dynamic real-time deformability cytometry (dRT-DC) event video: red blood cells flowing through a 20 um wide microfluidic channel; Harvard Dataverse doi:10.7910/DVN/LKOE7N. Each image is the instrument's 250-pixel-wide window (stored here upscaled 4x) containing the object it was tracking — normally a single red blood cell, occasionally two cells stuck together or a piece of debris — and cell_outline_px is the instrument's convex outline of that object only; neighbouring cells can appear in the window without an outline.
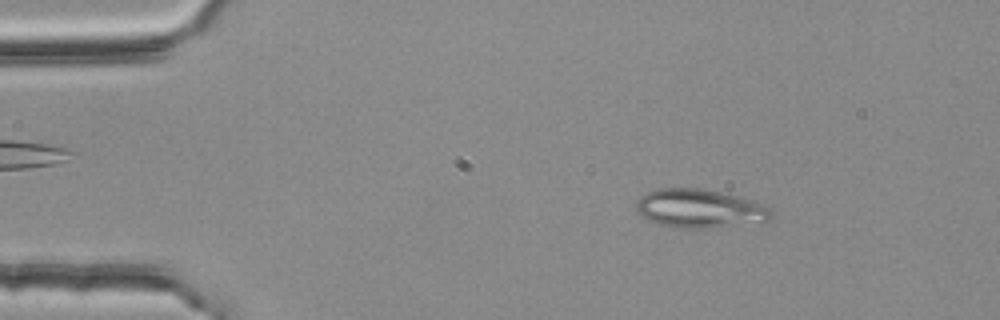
{"species": "common noctule bat (a hibernating species)", "species_latin": "Nyctalus noctula", "temperature_condition": "room temperature", "stored_images_in_passage": 2, "camera_frame_rate_fps": 3000, "um_per_image_px": 0.085, "animal": {"sex": "female", "body_mass_g": 25.1}, "frame": {"image": 1, "passage_image": 1, "time_ms": 0.0, "image_size_px": [1000, 320], "cell_outline_px": [[772, 220], [764, 224], [708, 228], [672, 228], [648, 220], [636, 208], [636, 200], [640, 196], [656, 188], [704, 188], [756, 200], [764, 204], [772, 212]], "centroid_in_image_um": [59.57, 17.74], "position_along_channel_um": 25.4, "area_um2": 31.27}}